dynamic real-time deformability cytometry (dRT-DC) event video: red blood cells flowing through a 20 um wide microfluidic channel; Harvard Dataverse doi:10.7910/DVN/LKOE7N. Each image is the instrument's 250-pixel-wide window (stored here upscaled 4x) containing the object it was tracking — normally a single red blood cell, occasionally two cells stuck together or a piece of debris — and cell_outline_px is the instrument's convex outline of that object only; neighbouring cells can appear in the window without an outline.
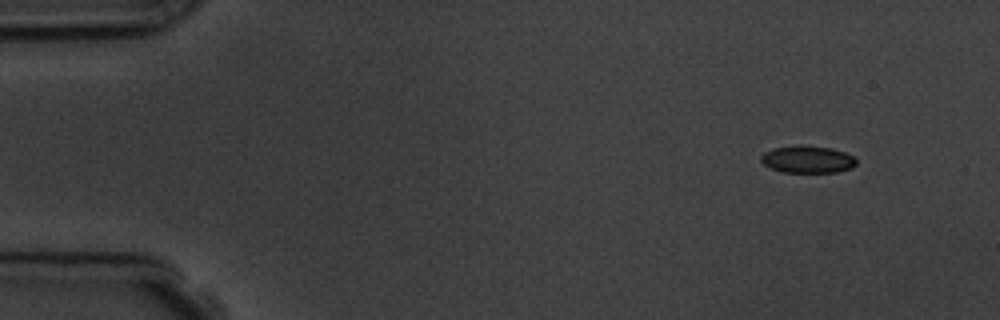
{"species": "common noctule bat (a hibernating species)", "species_latin": "Nyctalus noctula", "temperature_condition": "room temperature", "stored_images_in_passage": 3, "camera_frame_rate_fps": 3000, "um_per_image_px": 0.085, "animal": {"sex": "male", "body_mass_g": 19.5, "forearm_length_mm": 54.6}, "frame": {"image": 1, "passage_image": 1, "time_ms": 0.0, "image_size_px": [1000, 320], "cell_outline_px": [[856, 164], [852, 168], [836, 172], [784, 172], [772, 168], [764, 164], [760, 160], [760, 156], [764, 152], [772, 148], [800, 144], [832, 148], [844, 152], [852, 156], [856, 160]], "centroid_in_image_um": [68.62, 13.53], "position_along_channel_um": 16.4, "area_um2": 15.2}}